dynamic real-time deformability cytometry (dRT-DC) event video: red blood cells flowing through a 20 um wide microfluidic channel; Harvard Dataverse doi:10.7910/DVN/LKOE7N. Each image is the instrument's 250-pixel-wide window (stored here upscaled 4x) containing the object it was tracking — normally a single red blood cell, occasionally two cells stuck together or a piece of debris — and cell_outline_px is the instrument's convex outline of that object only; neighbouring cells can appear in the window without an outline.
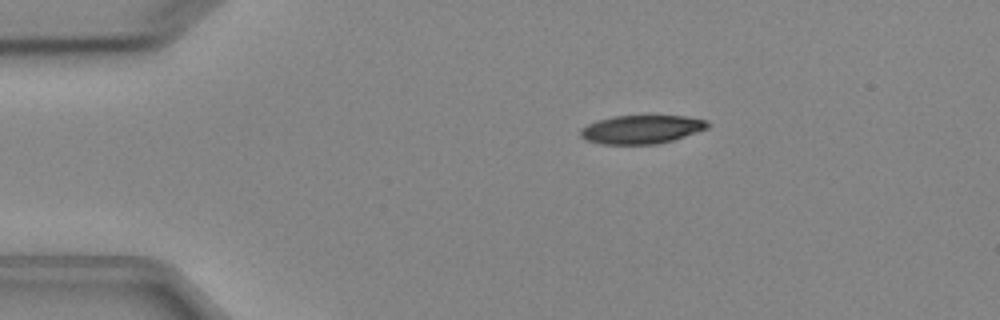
{"species": "Egyptian fruit bat (a non-hibernating species)", "species_latin": "Rousettus aegyptiacus", "temperature_condition": "cold", "stored_images_in_passage": 5, "camera_frame_rate_fps": 3000, "um_per_image_px": 0.085, "animal": {"sex": "female"}, "frame": {"image": 1, "passage_image": 3, "time_ms": 2.333, "image_size_px": [1000, 320], "cell_outline_px": [[708, 128], [672, 140], [656, 144], [600, 144], [588, 140], [580, 136], [580, 128], [596, 120], [612, 116], [684, 116], [708, 120]], "centroid_in_image_um": [54.49, 10.99], "position_along_channel_um": 30.5, "area_um2": 21.04}}